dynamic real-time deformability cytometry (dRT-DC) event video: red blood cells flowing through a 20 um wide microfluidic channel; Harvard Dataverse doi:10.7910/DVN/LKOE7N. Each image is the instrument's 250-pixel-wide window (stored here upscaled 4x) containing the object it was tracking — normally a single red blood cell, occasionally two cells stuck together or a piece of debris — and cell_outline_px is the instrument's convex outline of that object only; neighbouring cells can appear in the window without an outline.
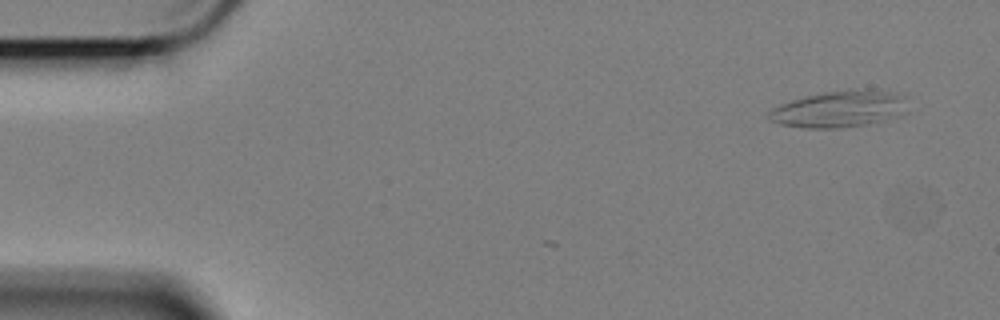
{"species": "Egyptian fruit bat (a non-hibernating species)", "species_latin": "Rousettus aegyptiacus", "temperature_condition": "cold", "stored_images_in_passage": 7, "camera_frame_rate_fps": 3000, "um_per_image_px": 0.085, "animal": {"sex": "female"}, "frame": {"image": 1, "passage_image": 2, "time_ms": 0.333, "image_size_px": [1000, 320], "cell_outline_px": [[908, 112], [900, 116], [884, 120], [864, 124], [836, 128], [800, 128], [780, 124], [768, 120], [768, 112], [772, 108], [780, 104], [792, 100], [824, 92], [848, 88], [880, 88], [904, 96]], "centroid_in_image_um": [71.39, 9.24], "position_along_channel_um": 13.6, "area_um2": 30.17}}